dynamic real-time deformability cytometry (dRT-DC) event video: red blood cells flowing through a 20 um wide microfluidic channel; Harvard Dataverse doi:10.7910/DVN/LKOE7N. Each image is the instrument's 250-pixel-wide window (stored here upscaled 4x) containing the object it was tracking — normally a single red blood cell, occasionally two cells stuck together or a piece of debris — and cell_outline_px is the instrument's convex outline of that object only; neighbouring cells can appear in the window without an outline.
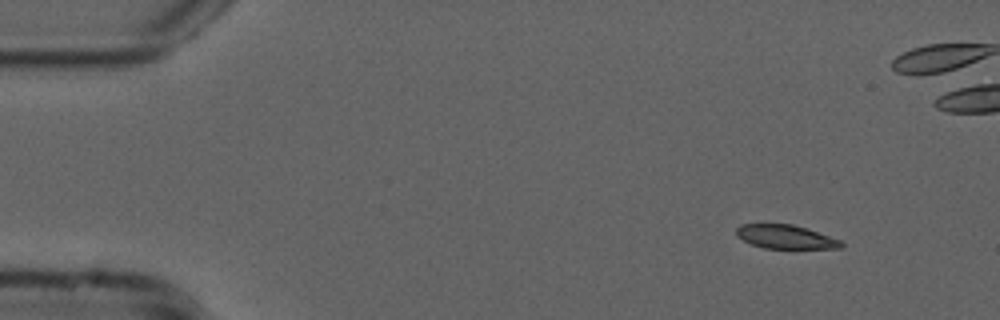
{"species": "common noctule bat (a hibernating species)", "species_latin": "Nyctalus noctula", "temperature_condition": "cold", "stored_images_in_passage": 50, "camera_frame_rate_fps": 3000, "um_per_image_px": 0.085, "animal": {"sex": "male", "forearm_length_mm": 52.5}, "frame": {"image": 1, "passage_image": 1, "time_ms": 0.0, "image_size_px": [1000, 320], "cell_outline_px": [[844, 244], [840, 248], [764, 248], [752, 244], [736, 236], [736, 228], [740, 224], [792, 224], [840, 240]], "centroid_in_image_um": [66.72, 20.13], "position_along_channel_um": 18.3, "area_um2": 14.22}}
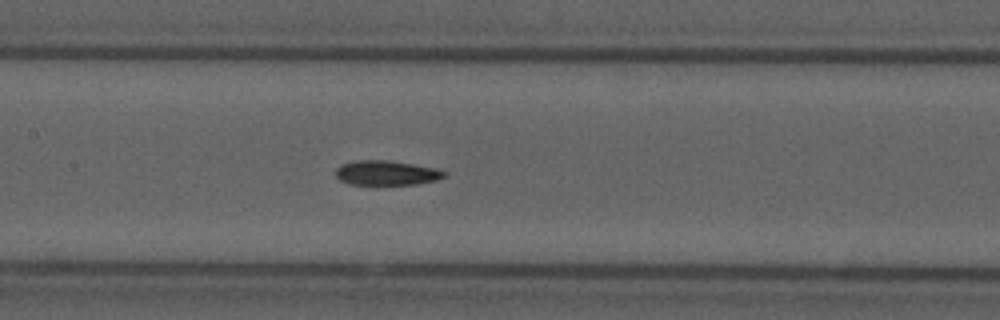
{"frame": {"image": 2, "passage_image": 21, "time_ms": 6.667, "image_size_px": [1000, 320], "cell_outline_px": [[448, 176], [436, 180], [416, 184], [376, 188], [348, 184], [340, 180], [336, 176], [336, 168], [340, 164], [356, 160], [388, 160], [436, 168], [448, 172]], "centroid_in_image_um": [32.83, 14.75], "position_along_channel_um": 174.6, "area_um2": 16.65}}
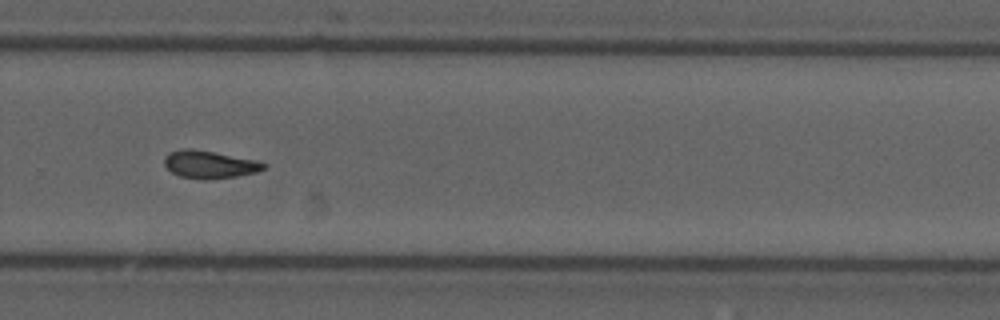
{"frame": {"image": 3, "passage_image": 32, "time_ms": 10.333, "image_size_px": [1000, 320], "cell_outline_px": [[268, 168], [256, 172], [236, 176], [212, 180], [200, 180], [180, 176], [172, 172], [164, 164], [164, 156], [168, 152], [184, 148], [188, 148], [212, 152], [256, 160], [268, 164]], "centroid_in_image_um": [17.81, 13.99], "position_along_channel_um": 312.0, "area_um2": 16.13}}